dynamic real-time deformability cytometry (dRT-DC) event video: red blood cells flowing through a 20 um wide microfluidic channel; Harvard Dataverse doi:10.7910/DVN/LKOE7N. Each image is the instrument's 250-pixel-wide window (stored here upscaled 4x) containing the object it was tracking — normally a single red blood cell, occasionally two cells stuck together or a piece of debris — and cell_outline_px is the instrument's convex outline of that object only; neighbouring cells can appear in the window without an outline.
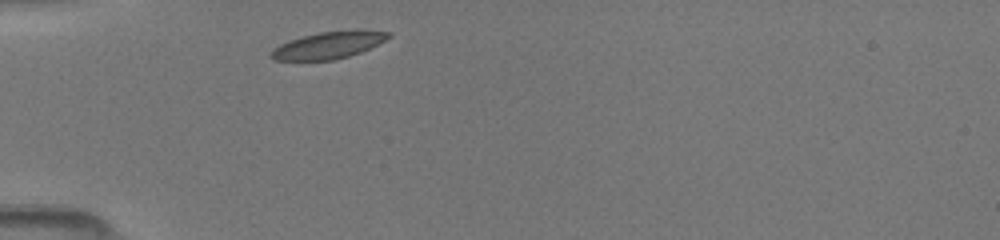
{"species": "common noctule bat (a hibernating species)", "species_latin": "Nyctalus noctula", "temperature_condition": "room temperature", "stored_images_in_passage": 3, "camera_frame_rate_fps": 3000, "um_per_image_px": 0.085, "animal": {"sex": "female", "body_mass_g": 19.5, "forearm_length_mm": 54.1}, "frame": {"image": 1, "passage_image": 1, "time_ms": 0.0, "image_size_px": [1000, 240], "cell_outline_px": [[392, 36], [360, 52], [348, 56], [332, 60], [272, 60], [268, 56], [268, 52], [272, 48], [288, 40], [320, 32], [360, 28], [392, 32]], "centroid_in_image_um": [27.9, 3.81], "position_along_channel_um": 57.1, "area_um2": 18.79}}
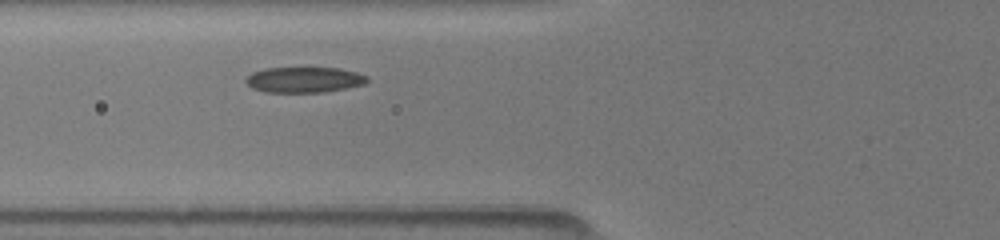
{"frame": {"image": 2, "passage_image": 3, "time_ms": 1.333, "image_size_px": [1000, 240], "cell_outline_px": [[368, 80], [364, 84], [344, 88], [320, 92], [264, 92], [252, 88], [244, 80], [252, 72], [264, 68], [340, 68], [356, 72], [368, 76]], "centroid_in_image_um": [25.83, 6.77], "position_along_channel_um": 100.0, "area_um2": 17.98}}